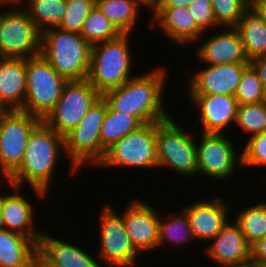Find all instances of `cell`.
<instances>
[{
	"instance_id": "cell-41",
	"label": "cell",
	"mask_w": 266,
	"mask_h": 267,
	"mask_svg": "<svg viewBox=\"0 0 266 267\" xmlns=\"http://www.w3.org/2000/svg\"><path fill=\"white\" fill-rule=\"evenodd\" d=\"M194 0H159L156 8L188 7Z\"/></svg>"
},
{
	"instance_id": "cell-23",
	"label": "cell",
	"mask_w": 266,
	"mask_h": 267,
	"mask_svg": "<svg viewBox=\"0 0 266 267\" xmlns=\"http://www.w3.org/2000/svg\"><path fill=\"white\" fill-rule=\"evenodd\" d=\"M0 98L10 110H22L26 98V59L0 58Z\"/></svg>"
},
{
	"instance_id": "cell-33",
	"label": "cell",
	"mask_w": 266,
	"mask_h": 267,
	"mask_svg": "<svg viewBox=\"0 0 266 267\" xmlns=\"http://www.w3.org/2000/svg\"><path fill=\"white\" fill-rule=\"evenodd\" d=\"M213 16L220 28L235 27L249 8V0H211Z\"/></svg>"
},
{
	"instance_id": "cell-17",
	"label": "cell",
	"mask_w": 266,
	"mask_h": 267,
	"mask_svg": "<svg viewBox=\"0 0 266 267\" xmlns=\"http://www.w3.org/2000/svg\"><path fill=\"white\" fill-rule=\"evenodd\" d=\"M249 63L205 65L189 75L187 94L235 96L243 71Z\"/></svg>"
},
{
	"instance_id": "cell-35",
	"label": "cell",
	"mask_w": 266,
	"mask_h": 267,
	"mask_svg": "<svg viewBox=\"0 0 266 267\" xmlns=\"http://www.w3.org/2000/svg\"><path fill=\"white\" fill-rule=\"evenodd\" d=\"M96 7V0H66V13L60 25L63 31L80 33L83 24Z\"/></svg>"
},
{
	"instance_id": "cell-6",
	"label": "cell",
	"mask_w": 266,
	"mask_h": 267,
	"mask_svg": "<svg viewBox=\"0 0 266 267\" xmlns=\"http://www.w3.org/2000/svg\"><path fill=\"white\" fill-rule=\"evenodd\" d=\"M195 133L184 130L173 116L157 122V169H172L180 178L198 176Z\"/></svg>"
},
{
	"instance_id": "cell-29",
	"label": "cell",
	"mask_w": 266,
	"mask_h": 267,
	"mask_svg": "<svg viewBox=\"0 0 266 267\" xmlns=\"http://www.w3.org/2000/svg\"><path fill=\"white\" fill-rule=\"evenodd\" d=\"M253 204L240 209L233 217L250 246L266 236V200Z\"/></svg>"
},
{
	"instance_id": "cell-9",
	"label": "cell",
	"mask_w": 266,
	"mask_h": 267,
	"mask_svg": "<svg viewBox=\"0 0 266 267\" xmlns=\"http://www.w3.org/2000/svg\"><path fill=\"white\" fill-rule=\"evenodd\" d=\"M157 122L146 123L115 142L98 164V169L125 168L157 170ZM130 168V169H128Z\"/></svg>"
},
{
	"instance_id": "cell-18",
	"label": "cell",
	"mask_w": 266,
	"mask_h": 267,
	"mask_svg": "<svg viewBox=\"0 0 266 267\" xmlns=\"http://www.w3.org/2000/svg\"><path fill=\"white\" fill-rule=\"evenodd\" d=\"M191 107L199 112L201 133L225 134L235 126L238 101L231 95L187 94ZM233 124V125H232Z\"/></svg>"
},
{
	"instance_id": "cell-26",
	"label": "cell",
	"mask_w": 266,
	"mask_h": 267,
	"mask_svg": "<svg viewBox=\"0 0 266 267\" xmlns=\"http://www.w3.org/2000/svg\"><path fill=\"white\" fill-rule=\"evenodd\" d=\"M243 43L249 61L266 56V24L249 7L234 27Z\"/></svg>"
},
{
	"instance_id": "cell-36",
	"label": "cell",
	"mask_w": 266,
	"mask_h": 267,
	"mask_svg": "<svg viewBox=\"0 0 266 267\" xmlns=\"http://www.w3.org/2000/svg\"><path fill=\"white\" fill-rule=\"evenodd\" d=\"M243 145L242 168H266V131L249 137Z\"/></svg>"
},
{
	"instance_id": "cell-11",
	"label": "cell",
	"mask_w": 266,
	"mask_h": 267,
	"mask_svg": "<svg viewBox=\"0 0 266 267\" xmlns=\"http://www.w3.org/2000/svg\"><path fill=\"white\" fill-rule=\"evenodd\" d=\"M199 136V137H198ZM196 155L198 175L218 182L233 176L242 167V153L235 148L228 133H198ZM206 175V176H205Z\"/></svg>"
},
{
	"instance_id": "cell-40",
	"label": "cell",
	"mask_w": 266,
	"mask_h": 267,
	"mask_svg": "<svg viewBox=\"0 0 266 267\" xmlns=\"http://www.w3.org/2000/svg\"><path fill=\"white\" fill-rule=\"evenodd\" d=\"M249 7L266 24V0H249Z\"/></svg>"
},
{
	"instance_id": "cell-21",
	"label": "cell",
	"mask_w": 266,
	"mask_h": 267,
	"mask_svg": "<svg viewBox=\"0 0 266 267\" xmlns=\"http://www.w3.org/2000/svg\"><path fill=\"white\" fill-rule=\"evenodd\" d=\"M209 243L202 251L218 267H234L251 259V246L233 220H228Z\"/></svg>"
},
{
	"instance_id": "cell-42",
	"label": "cell",
	"mask_w": 266,
	"mask_h": 267,
	"mask_svg": "<svg viewBox=\"0 0 266 267\" xmlns=\"http://www.w3.org/2000/svg\"><path fill=\"white\" fill-rule=\"evenodd\" d=\"M143 8H147V11L151 12L157 7L159 0H136ZM149 9V10H148Z\"/></svg>"
},
{
	"instance_id": "cell-13",
	"label": "cell",
	"mask_w": 266,
	"mask_h": 267,
	"mask_svg": "<svg viewBox=\"0 0 266 267\" xmlns=\"http://www.w3.org/2000/svg\"><path fill=\"white\" fill-rule=\"evenodd\" d=\"M41 118L11 110L0 119V173L8 179L21 165L27 141Z\"/></svg>"
},
{
	"instance_id": "cell-2",
	"label": "cell",
	"mask_w": 266,
	"mask_h": 267,
	"mask_svg": "<svg viewBox=\"0 0 266 267\" xmlns=\"http://www.w3.org/2000/svg\"><path fill=\"white\" fill-rule=\"evenodd\" d=\"M167 71L163 65H154L149 72L137 74L120 87L101 93V98L110 111L135 116L142 124L163 122L171 117L164 107Z\"/></svg>"
},
{
	"instance_id": "cell-19",
	"label": "cell",
	"mask_w": 266,
	"mask_h": 267,
	"mask_svg": "<svg viewBox=\"0 0 266 267\" xmlns=\"http://www.w3.org/2000/svg\"><path fill=\"white\" fill-rule=\"evenodd\" d=\"M11 193L0 192V203L4 220V229L30 237L37 245L42 236V229H36V207L23 193L26 187H17L6 183ZM30 200V201H29ZM36 214V215H35ZM40 230V231H39Z\"/></svg>"
},
{
	"instance_id": "cell-34",
	"label": "cell",
	"mask_w": 266,
	"mask_h": 267,
	"mask_svg": "<svg viewBox=\"0 0 266 267\" xmlns=\"http://www.w3.org/2000/svg\"><path fill=\"white\" fill-rule=\"evenodd\" d=\"M265 89L254 68L249 65L241 76L235 97L238 104H256L265 100Z\"/></svg>"
},
{
	"instance_id": "cell-22",
	"label": "cell",
	"mask_w": 266,
	"mask_h": 267,
	"mask_svg": "<svg viewBox=\"0 0 266 267\" xmlns=\"http://www.w3.org/2000/svg\"><path fill=\"white\" fill-rule=\"evenodd\" d=\"M44 232L38 243V253L50 265L58 267H103L96 251H94L95 255L91 252L88 254L82 245L76 244V242L75 244L66 242L58 236Z\"/></svg>"
},
{
	"instance_id": "cell-5",
	"label": "cell",
	"mask_w": 266,
	"mask_h": 267,
	"mask_svg": "<svg viewBox=\"0 0 266 267\" xmlns=\"http://www.w3.org/2000/svg\"><path fill=\"white\" fill-rule=\"evenodd\" d=\"M106 112V103L100 98L88 110L79 125L63 136L65 157H70L68 170L72 175L79 176L83 168L90 165L97 169L105 157L107 150L101 145L100 132Z\"/></svg>"
},
{
	"instance_id": "cell-15",
	"label": "cell",
	"mask_w": 266,
	"mask_h": 267,
	"mask_svg": "<svg viewBox=\"0 0 266 267\" xmlns=\"http://www.w3.org/2000/svg\"><path fill=\"white\" fill-rule=\"evenodd\" d=\"M216 31L217 33H212L210 36L205 32L198 39V43H195L197 49L194 56L201 64L203 63L201 66L249 63L239 33L234 27H220Z\"/></svg>"
},
{
	"instance_id": "cell-12",
	"label": "cell",
	"mask_w": 266,
	"mask_h": 267,
	"mask_svg": "<svg viewBox=\"0 0 266 267\" xmlns=\"http://www.w3.org/2000/svg\"><path fill=\"white\" fill-rule=\"evenodd\" d=\"M101 94L87 81H67L55 107L42 121L57 134L66 135L79 125Z\"/></svg>"
},
{
	"instance_id": "cell-20",
	"label": "cell",
	"mask_w": 266,
	"mask_h": 267,
	"mask_svg": "<svg viewBox=\"0 0 266 267\" xmlns=\"http://www.w3.org/2000/svg\"><path fill=\"white\" fill-rule=\"evenodd\" d=\"M150 17L151 27L159 29L166 40L183 47L197 43L204 32L196 25L188 7L155 8ZM158 27V28H157ZM161 30V31H160ZM178 44V45H177Z\"/></svg>"
},
{
	"instance_id": "cell-28",
	"label": "cell",
	"mask_w": 266,
	"mask_h": 267,
	"mask_svg": "<svg viewBox=\"0 0 266 267\" xmlns=\"http://www.w3.org/2000/svg\"><path fill=\"white\" fill-rule=\"evenodd\" d=\"M42 32L58 27L66 13V0H16Z\"/></svg>"
},
{
	"instance_id": "cell-16",
	"label": "cell",
	"mask_w": 266,
	"mask_h": 267,
	"mask_svg": "<svg viewBox=\"0 0 266 267\" xmlns=\"http://www.w3.org/2000/svg\"><path fill=\"white\" fill-rule=\"evenodd\" d=\"M216 195L214 198L205 197V199H197V202L183 204L182 209L186 212L195 241L209 243L230 220L229 213L232 205L231 202H224Z\"/></svg>"
},
{
	"instance_id": "cell-48",
	"label": "cell",
	"mask_w": 266,
	"mask_h": 267,
	"mask_svg": "<svg viewBox=\"0 0 266 267\" xmlns=\"http://www.w3.org/2000/svg\"><path fill=\"white\" fill-rule=\"evenodd\" d=\"M3 177L2 179L5 180L3 183L6 184L5 182H7V179L0 173V178ZM2 179H0V183L2 184Z\"/></svg>"
},
{
	"instance_id": "cell-43",
	"label": "cell",
	"mask_w": 266,
	"mask_h": 267,
	"mask_svg": "<svg viewBox=\"0 0 266 267\" xmlns=\"http://www.w3.org/2000/svg\"><path fill=\"white\" fill-rule=\"evenodd\" d=\"M34 267H58L50 265L38 252L36 254Z\"/></svg>"
},
{
	"instance_id": "cell-37",
	"label": "cell",
	"mask_w": 266,
	"mask_h": 267,
	"mask_svg": "<svg viewBox=\"0 0 266 267\" xmlns=\"http://www.w3.org/2000/svg\"><path fill=\"white\" fill-rule=\"evenodd\" d=\"M188 9L194 18L196 25L205 33H212L219 28L213 16L211 0H194L188 6Z\"/></svg>"
},
{
	"instance_id": "cell-44",
	"label": "cell",
	"mask_w": 266,
	"mask_h": 267,
	"mask_svg": "<svg viewBox=\"0 0 266 267\" xmlns=\"http://www.w3.org/2000/svg\"><path fill=\"white\" fill-rule=\"evenodd\" d=\"M234 267H261V264L257 263L256 261L250 259L246 262L240 263Z\"/></svg>"
},
{
	"instance_id": "cell-39",
	"label": "cell",
	"mask_w": 266,
	"mask_h": 267,
	"mask_svg": "<svg viewBox=\"0 0 266 267\" xmlns=\"http://www.w3.org/2000/svg\"><path fill=\"white\" fill-rule=\"evenodd\" d=\"M249 64L257 72L266 91V56L253 58L249 61Z\"/></svg>"
},
{
	"instance_id": "cell-4",
	"label": "cell",
	"mask_w": 266,
	"mask_h": 267,
	"mask_svg": "<svg viewBox=\"0 0 266 267\" xmlns=\"http://www.w3.org/2000/svg\"><path fill=\"white\" fill-rule=\"evenodd\" d=\"M40 54L67 81L87 79L91 45L80 33L59 27L42 31Z\"/></svg>"
},
{
	"instance_id": "cell-38",
	"label": "cell",
	"mask_w": 266,
	"mask_h": 267,
	"mask_svg": "<svg viewBox=\"0 0 266 267\" xmlns=\"http://www.w3.org/2000/svg\"><path fill=\"white\" fill-rule=\"evenodd\" d=\"M251 259L266 264V236L251 246Z\"/></svg>"
},
{
	"instance_id": "cell-3",
	"label": "cell",
	"mask_w": 266,
	"mask_h": 267,
	"mask_svg": "<svg viewBox=\"0 0 266 267\" xmlns=\"http://www.w3.org/2000/svg\"><path fill=\"white\" fill-rule=\"evenodd\" d=\"M130 37L131 34H121L114 40L91 45L87 81L100 94L120 87L135 76Z\"/></svg>"
},
{
	"instance_id": "cell-27",
	"label": "cell",
	"mask_w": 266,
	"mask_h": 267,
	"mask_svg": "<svg viewBox=\"0 0 266 267\" xmlns=\"http://www.w3.org/2000/svg\"><path fill=\"white\" fill-rule=\"evenodd\" d=\"M96 8L121 34H132L142 6L136 0H96Z\"/></svg>"
},
{
	"instance_id": "cell-1",
	"label": "cell",
	"mask_w": 266,
	"mask_h": 267,
	"mask_svg": "<svg viewBox=\"0 0 266 267\" xmlns=\"http://www.w3.org/2000/svg\"><path fill=\"white\" fill-rule=\"evenodd\" d=\"M62 155L65 156L64 137L41 121L29 135L21 165L6 183L28 186L35 194L33 196L47 199L55 185L54 177L57 176L54 175L58 174L60 160L64 159Z\"/></svg>"
},
{
	"instance_id": "cell-8",
	"label": "cell",
	"mask_w": 266,
	"mask_h": 267,
	"mask_svg": "<svg viewBox=\"0 0 266 267\" xmlns=\"http://www.w3.org/2000/svg\"><path fill=\"white\" fill-rule=\"evenodd\" d=\"M41 31L16 0L0 12V58L29 59L40 54Z\"/></svg>"
},
{
	"instance_id": "cell-45",
	"label": "cell",
	"mask_w": 266,
	"mask_h": 267,
	"mask_svg": "<svg viewBox=\"0 0 266 267\" xmlns=\"http://www.w3.org/2000/svg\"><path fill=\"white\" fill-rule=\"evenodd\" d=\"M10 111L11 110L3 103L0 98V119Z\"/></svg>"
},
{
	"instance_id": "cell-7",
	"label": "cell",
	"mask_w": 266,
	"mask_h": 267,
	"mask_svg": "<svg viewBox=\"0 0 266 267\" xmlns=\"http://www.w3.org/2000/svg\"><path fill=\"white\" fill-rule=\"evenodd\" d=\"M98 214L99 244L97 256L103 267H138L140 254L127 234L122 214L107 201ZM118 212V213H117ZM106 265V266H105Z\"/></svg>"
},
{
	"instance_id": "cell-30",
	"label": "cell",
	"mask_w": 266,
	"mask_h": 267,
	"mask_svg": "<svg viewBox=\"0 0 266 267\" xmlns=\"http://www.w3.org/2000/svg\"><path fill=\"white\" fill-rule=\"evenodd\" d=\"M142 125L135 116L110 111L107 108L100 132L101 145L108 150L115 142Z\"/></svg>"
},
{
	"instance_id": "cell-10",
	"label": "cell",
	"mask_w": 266,
	"mask_h": 267,
	"mask_svg": "<svg viewBox=\"0 0 266 267\" xmlns=\"http://www.w3.org/2000/svg\"><path fill=\"white\" fill-rule=\"evenodd\" d=\"M66 82L41 54L26 59V98L21 111L43 119L59 101Z\"/></svg>"
},
{
	"instance_id": "cell-46",
	"label": "cell",
	"mask_w": 266,
	"mask_h": 267,
	"mask_svg": "<svg viewBox=\"0 0 266 267\" xmlns=\"http://www.w3.org/2000/svg\"><path fill=\"white\" fill-rule=\"evenodd\" d=\"M4 229V220L2 216V209H1V203H0V230Z\"/></svg>"
},
{
	"instance_id": "cell-32",
	"label": "cell",
	"mask_w": 266,
	"mask_h": 267,
	"mask_svg": "<svg viewBox=\"0 0 266 267\" xmlns=\"http://www.w3.org/2000/svg\"><path fill=\"white\" fill-rule=\"evenodd\" d=\"M237 125V126H236ZM234 127H239L247 138L266 131V104H239Z\"/></svg>"
},
{
	"instance_id": "cell-25",
	"label": "cell",
	"mask_w": 266,
	"mask_h": 267,
	"mask_svg": "<svg viewBox=\"0 0 266 267\" xmlns=\"http://www.w3.org/2000/svg\"><path fill=\"white\" fill-rule=\"evenodd\" d=\"M177 212L179 214L174 212L159 214L158 248L160 250L166 248V245L167 247L176 246V249L182 246L185 248L195 240L186 212L182 208L181 212Z\"/></svg>"
},
{
	"instance_id": "cell-24",
	"label": "cell",
	"mask_w": 266,
	"mask_h": 267,
	"mask_svg": "<svg viewBox=\"0 0 266 267\" xmlns=\"http://www.w3.org/2000/svg\"><path fill=\"white\" fill-rule=\"evenodd\" d=\"M38 245L28 236L0 230V267H34Z\"/></svg>"
},
{
	"instance_id": "cell-31",
	"label": "cell",
	"mask_w": 266,
	"mask_h": 267,
	"mask_svg": "<svg viewBox=\"0 0 266 267\" xmlns=\"http://www.w3.org/2000/svg\"><path fill=\"white\" fill-rule=\"evenodd\" d=\"M80 34L90 45L114 40L121 35L111 21L96 7L86 18Z\"/></svg>"
},
{
	"instance_id": "cell-14",
	"label": "cell",
	"mask_w": 266,
	"mask_h": 267,
	"mask_svg": "<svg viewBox=\"0 0 266 267\" xmlns=\"http://www.w3.org/2000/svg\"><path fill=\"white\" fill-rule=\"evenodd\" d=\"M121 211L127 234L135 249L142 254L157 251L159 213L142 199H132ZM142 252V253H141Z\"/></svg>"
},
{
	"instance_id": "cell-47",
	"label": "cell",
	"mask_w": 266,
	"mask_h": 267,
	"mask_svg": "<svg viewBox=\"0 0 266 267\" xmlns=\"http://www.w3.org/2000/svg\"><path fill=\"white\" fill-rule=\"evenodd\" d=\"M2 5V6H1ZM8 5V0H0V7L2 9V7H6Z\"/></svg>"
}]
</instances>
